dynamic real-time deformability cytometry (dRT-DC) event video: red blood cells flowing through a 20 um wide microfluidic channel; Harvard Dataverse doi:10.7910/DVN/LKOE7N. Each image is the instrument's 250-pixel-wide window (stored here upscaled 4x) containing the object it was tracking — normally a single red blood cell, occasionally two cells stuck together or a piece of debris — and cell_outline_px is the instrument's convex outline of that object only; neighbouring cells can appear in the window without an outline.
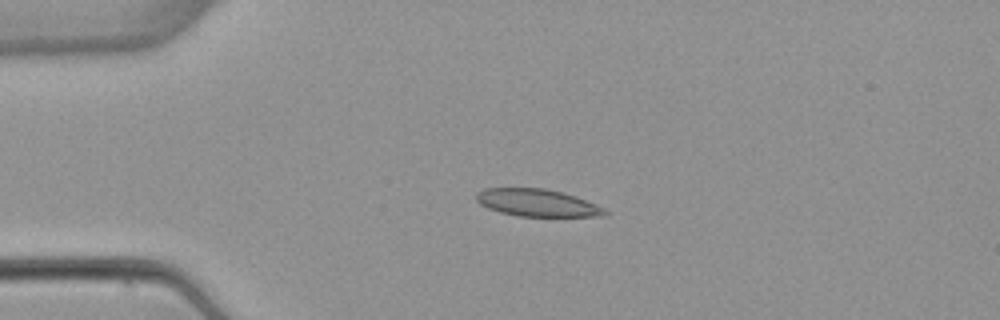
{"species": "common noctule bat (a hibernating species)", "species_latin": "Nyctalus noctula", "temperature_condition": "warm", "stored_images_in_passage": 5, "camera_frame_rate_fps": 3000, "um_per_image_px": 0.085, "animal": {"sex": "female", "body_mass_g": 22.7, "forearm_length_mm": 54.2}, "frame": {"image": 1, "passage_image": 2, "time_ms": 1.333, "image_size_px": [1000, 320], "cell_outline_px": [[608, 216], [516, 216], [500, 212], [488, 208], [480, 204], [476, 200], [476, 192], [484, 188], [544, 188], [576, 196], [596, 204], [604, 208], [608, 212]], "centroid_in_image_um": [45.65, 17.24], "position_along_channel_um": 39.3, "area_um2": 20.52}}
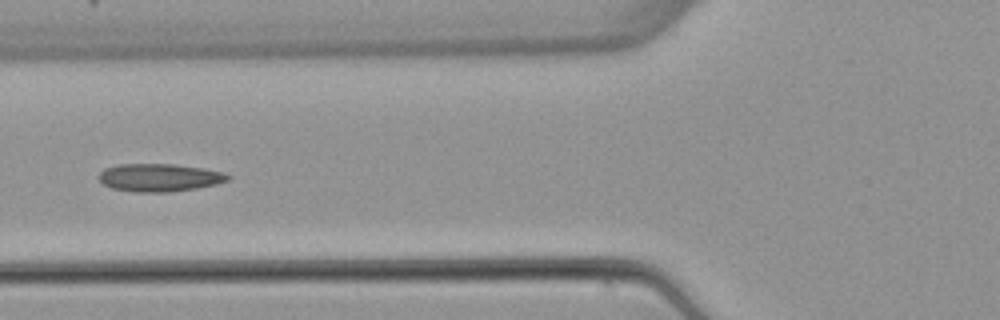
{"frame": {"image": 2, "passage_image": 4, "time_ms": 4.0, "image_size_px": [1000, 320], "cell_outline_px": [[232, 176], [228, 180], [216, 184], [196, 188], [168, 192], [136, 192], [112, 188], [104, 184], [96, 176], [104, 168], [116, 164], [172, 164], [200, 168], [224, 172]], "centroid_in_image_um": [13.52, 15.09], "position_along_channel_um": 112.3, "area_um2": 20.92}}
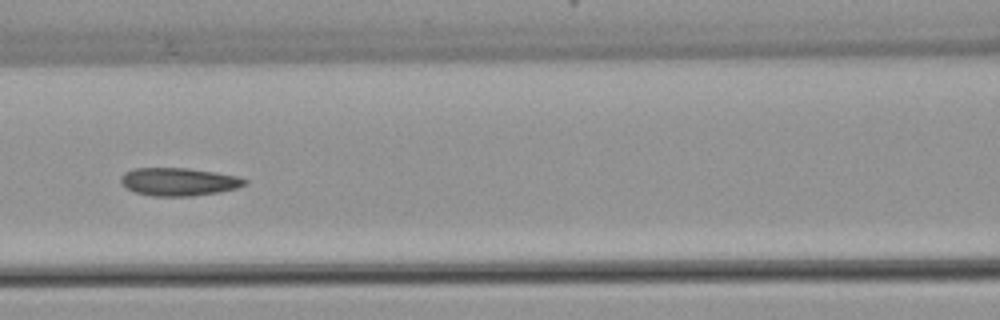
{"frame": {"image": 3, "passage_image": 5, "time_ms": 5.0, "image_size_px": [1000, 320], "cell_outline_px": [[248, 184], [236, 188], [220, 192], [192, 196], [152, 196], [136, 192], [124, 188], [120, 184], [120, 176], [124, 172], [132, 168], [188, 168], [216, 172], [236, 176], [248, 180]], "centroid_in_image_um": [15.16, 15.45], "position_along_channel_um": 151.4, "area_um2": 20.46}}